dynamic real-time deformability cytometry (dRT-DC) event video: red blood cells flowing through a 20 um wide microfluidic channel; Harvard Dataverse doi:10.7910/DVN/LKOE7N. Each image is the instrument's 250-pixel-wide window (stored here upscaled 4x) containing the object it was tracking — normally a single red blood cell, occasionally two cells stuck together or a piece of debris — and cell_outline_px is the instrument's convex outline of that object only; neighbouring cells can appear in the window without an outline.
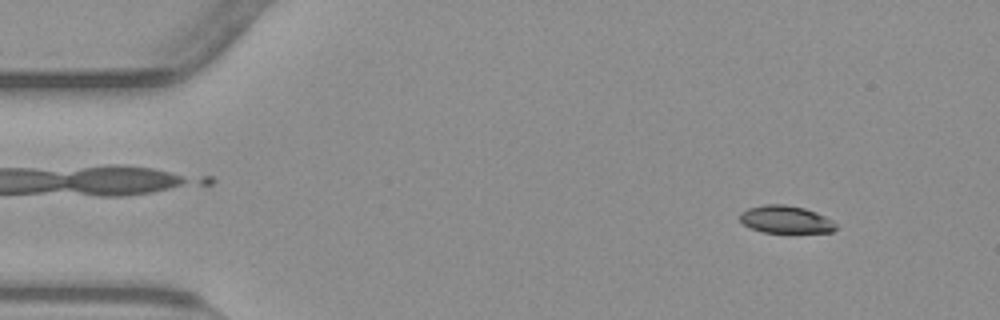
{"species": "common noctule bat (a hibernating species)", "species_latin": "Nyctalus noctula", "temperature_condition": "warm", "stored_images_in_passage": 54, "camera_frame_rate_fps": 3000, "um_per_image_px": 0.085, "animal": {"sex": "male", "body_mass_g": 23.1, "forearm_length_mm": 52.7}, "frame": {"image": 1, "passage_image": 6, "time_ms": 1.667, "image_size_px": [1000, 320], "cell_outline_px": [[836, 228], [832, 232], [764, 232], [752, 228], [744, 224], [740, 220], [740, 212], [748, 208], [764, 204], [784, 204], [804, 208], [816, 212], [832, 220], [836, 224]], "centroid_in_image_um": [66.78, 18.64], "position_along_channel_um": 18.2, "area_um2": 15.26}}
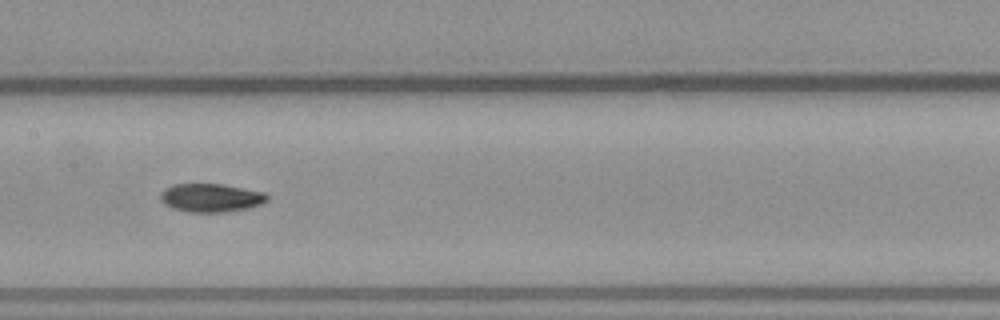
{"frame": {"image": 2, "passage_image": 27, "time_ms": 8.667, "image_size_px": [1000, 320], "cell_outline_px": [[268, 200], [260, 204], [248, 208], [224, 212], [188, 212], [172, 208], [164, 204], [160, 200], [160, 192], [164, 188], [176, 184], [220, 184], [264, 192], [268, 196]], "centroid_in_image_um": [17.89, 16.81], "position_along_channel_um": 189.5, "area_um2": 17.63}}
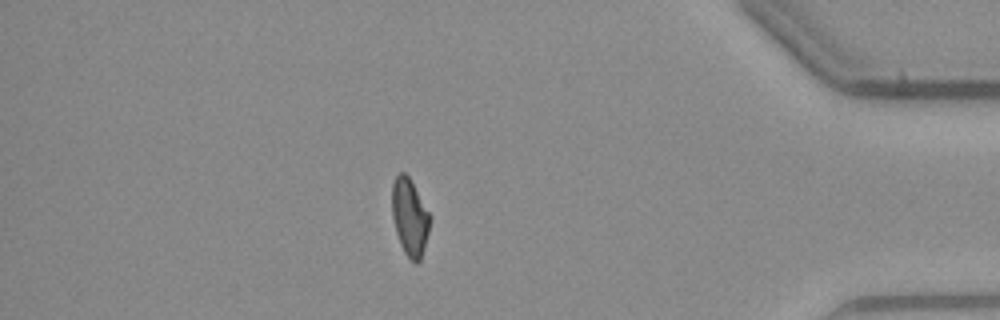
{"frame": {"image": 3, "passage_image": 47, "time_ms": 15.333, "image_size_px": [1000, 320], "cell_outline_px": [[428, 232], [424, 248], [420, 260], [416, 264], [404, 252], [400, 244], [396, 232], [392, 216], [392, 184], [396, 176], [400, 172], [404, 172], [408, 176], [428, 212]], "centroid_in_image_um": [34.79, 18.46], "position_along_channel_um": 400.4, "area_um2": 16.47}, "authors_computed_cell_mechanics": {"area_um2": 17.3689, "velocity_mm_per_s": 3.8145, "shape_relaxation_time_tau1_ms": null, "shape_relaxation_time_tau2_ms": 3.2442, "deformation_change_tau1": null, "deformation_change_tau2": 0.0729}}